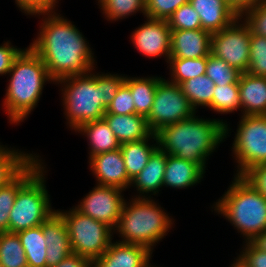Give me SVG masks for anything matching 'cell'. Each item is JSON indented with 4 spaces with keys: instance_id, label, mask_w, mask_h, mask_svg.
Masks as SVG:
<instances>
[{
    "instance_id": "20",
    "label": "cell",
    "mask_w": 266,
    "mask_h": 267,
    "mask_svg": "<svg viewBox=\"0 0 266 267\" xmlns=\"http://www.w3.org/2000/svg\"><path fill=\"white\" fill-rule=\"evenodd\" d=\"M241 115H266V77H256L247 72L239 78Z\"/></svg>"
},
{
    "instance_id": "27",
    "label": "cell",
    "mask_w": 266,
    "mask_h": 267,
    "mask_svg": "<svg viewBox=\"0 0 266 267\" xmlns=\"http://www.w3.org/2000/svg\"><path fill=\"white\" fill-rule=\"evenodd\" d=\"M1 144L0 142V188L14 180L39 155Z\"/></svg>"
},
{
    "instance_id": "22",
    "label": "cell",
    "mask_w": 266,
    "mask_h": 267,
    "mask_svg": "<svg viewBox=\"0 0 266 267\" xmlns=\"http://www.w3.org/2000/svg\"><path fill=\"white\" fill-rule=\"evenodd\" d=\"M120 145L148 138L152 132L146 117L139 114H105L103 117Z\"/></svg>"
},
{
    "instance_id": "42",
    "label": "cell",
    "mask_w": 266,
    "mask_h": 267,
    "mask_svg": "<svg viewBox=\"0 0 266 267\" xmlns=\"http://www.w3.org/2000/svg\"><path fill=\"white\" fill-rule=\"evenodd\" d=\"M22 50V48L13 46L10 41H4L0 45V76H5L9 73L14 59Z\"/></svg>"
},
{
    "instance_id": "19",
    "label": "cell",
    "mask_w": 266,
    "mask_h": 267,
    "mask_svg": "<svg viewBox=\"0 0 266 267\" xmlns=\"http://www.w3.org/2000/svg\"><path fill=\"white\" fill-rule=\"evenodd\" d=\"M198 12L202 29L211 34L230 25L239 15L226 0H190Z\"/></svg>"
},
{
    "instance_id": "45",
    "label": "cell",
    "mask_w": 266,
    "mask_h": 267,
    "mask_svg": "<svg viewBox=\"0 0 266 267\" xmlns=\"http://www.w3.org/2000/svg\"><path fill=\"white\" fill-rule=\"evenodd\" d=\"M265 0H233V10L241 16L248 9L254 8Z\"/></svg>"
},
{
    "instance_id": "46",
    "label": "cell",
    "mask_w": 266,
    "mask_h": 267,
    "mask_svg": "<svg viewBox=\"0 0 266 267\" xmlns=\"http://www.w3.org/2000/svg\"><path fill=\"white\" fill-rule=\"evenodd\" d=\"M257 248L266 252V231L251 241Z\"/></svg>"
},
{
    "instance_id": "17",
    "label": "cell",
    "mask_w": 266,
    "mask_h": 267,
    "mask_svg": "<svg viewBox=\"0 0 266 267\" xmlns=\"http://www.w3.org/2000/svg\"><path fill=\"white\" fill-rule=\"evenodd\" d=\"M212 34L203 29L171 30L170 58L198 59L210 54Z\"/></svg>"
},
{
    "instance_id": "14",
    "label": "cell",
    "mask_w": 266,
    "mask_h": 267,
    "mask_svg": "<svg viewBox=\"0 0 266 267\" xmlns=\"http://www.w3.org/2000/svg\"><path fill=\"white\" fill-rule=\"evenodd\" d=\"M88 160L97 185L114 186L123 190L130 188L131 180L128 178L120 148L94 155Z\"/></svg>"
},
{
    "instance_id": "32",
    "label": "cell",
    "mask_w": 266,
    "mask_h": 267,
    "mask_svg": "<svg viewBox=\"0 0 266 267\" xmlns=\"http://www.w3.org/2000/svg\"><path fill=\"white\" fill-rule=\"evenodd\" d=\"M0 267H28L17 233L0 232Z\"/></svg>"
},
{
    "instance_id": "44",
    "label": "cell",
    "mask_w": 266,
    "mask_h": 267,
    "mask_svg": "<svg viewBox=\"0 0 266 267\" xmlns=\"http://www.w3.org/2000/svg\"><path fill=\"white\" fill-rule=\"evenodd\" d=\"M53 267H93V261L78 254H71Z\"/></svg>"
},
{
    "instance_id": "10",
    "label": "cell",
    "mask_w": 266,
    "mask_h": 267,
    "mask_svg": "<svg viewBox=\"0 0 266 267\" xmlns=\"http://www.w3.org/2000/svg\"><path fill=\"white\" fill-rule=\"evenodd\" d=\"M196 113L180 85L162 78L156 87L154 102L146 120L155 134L161 128L188 119Z\"/></svg>"
},
{
    "instance_id": "43",
    "label": "cell",
    "mask_w": 266,
    "mask_h": 267,
    "mask_svg": "<svg viewBox=\"0 0 266 267\" xmlns=\"http://www.w3.org/2000/svg\"><path fill=\"white\" fill-rule=\"evenodd\" d=\"M243 177L266 197V163L254 166Z\"/></svg>"
},
{
    "instance_id": "30",
    "label": "cell",
    "mask_w": 266,
    "mask_h": 267,
    "mask_svg": "<svg viewBox=\"0 0 266 267\" xmlns=\"http://www.w3.org/2000/svg\"><path fill=\"white\" fill-rule=\"evenodd\" d=\"M98 8L107 21L115 22L143 13L146 17V0H97Z\"/></svg>"
},
{
    "instance_id": "40",
    "label": "cell",
    "mask_w": 266,
    "mask_h": 267,
    "mask_svg": "<svg viewBox=\"0 0 266 267\" xmlns=\"http://www.w3.org/2000/svg\"><path fill=\"white\" fill-rule=\"evenodd\" d=\"M237 258L247 267H266V252L257 248L252 242H245Z\"/></svg>"
},
{
    "instance_id": "8",
    "label": "cell",
    "mask_w": 266,
    "mask_h": 267,
    "mask_svg": "<svg viewBox=\"0 0 266 267\" xmlns=\"http://www.w3.org/2000/svg\"><path fill=\"white\" fill-rule=\"evenodd\" d=\"M56 211L67 225L73 254L94 261L102 256L113 241L114 230L105 223L81 214L74 207Z\"/></svg>"
},
{
    "instance_id": "31",
    "label": "cell",
    "mask_w": 266,
    "mask_h": 267,
    "mask_svg": "<svg viewBox=\"0 0 266 267\" xmlns=\"http://www.w3.org/2000/svg\"><path fill=\"white\" fill-rule=\"evenodd\" d=\"M168 64L167 68L169 69L170 74L168 80L180 85L188 79L196 78L205 74L207 56L198 59L169 58Z\"/></svg>"
},
{
    "instance_id": "38",
    "label": "cell",
    "mask_w": 266,
    "mask_h": 267,
    "mask_svg": "<svg viewBox=\"0 0 266 267\" xmlns=\"http://www.w3.org/2000/svg\"><path fill=\"white\" fill-rule=\"evenodd\" d=\"M105 114H135L134 100L130 88L125 83L118 89L117 94L106 108Z\"/></svg>"
},
{
    "instance_id": "6",
    "label": "cell",
    "mask_w": 266,
    "mask_h": 267,
    "mask_svg": "<svg viewBox=\"0 0 266 267\" xmlns=\"http://www.w3.org/2000/svg\"><path fill=\"white\" fill-rule=\"evenodd\" d=\"M125 199L114 233L122 243L145 246L151 252L174 226V219L154 198ZM163 208V209H162Z\"/></svg>"
},
{
    "instance_id": "33",
    "label": "cell",
    "mask_w": 266,
    "mask_h": 267,
    "mask_svg": "<svg viewBox=\"0 0 266 267\" xmlns=\"http://www.w3.org/2000/svg\"><path fill=\"white\" fill-rule=\"evenodd\" d=\"M208 109L222 115L241 111L239 84L215 85L212 103Z\"/></svg>"
},
{
    "instance_id": "7",
    "label": "cell",
    "mask_w": 266,
    "mask_h": 267,
    "mask_svg": "<svg viewBox=\"0 0 266 267\" xmlns=\"http://www.w3.org/2000/svg\"><path fill=\"white\" fill-rule=\"evenodd\" d=\"M44 164L17 192L10 211L9 232L18 233L41 225L56 210L51 205L46 186Z\"/></svg>"
},
{
    "instance_id": "9",
    "label": "cell",
    "mask_w": 266,
    "mask_h": 267,
    "mask_svg": "<svg viewBox=\"0 0 266 267\" xmlns=\"http://www.w3.org/2000/svg\"><path fill=\"white\" fill-rule=\"evenodd\" d=\"M231 151L237 165L234 175L243 176L266 163V115L240 116Z\"/></svg>"
},
{
    "instance_id": "5",
    "label": "cell",
    "mask_w": 266,
    "mask_h": 267,
    "mask_svg": "<svg viewBox=\"0 0 266 267\" xmlns=\"http://www.w3.org/2000/svg\"><path fill=\"white\" fill-rule=\"evenodd\" d=\"M230 183L211 210L237 229L244 238L243 243L251 242L266 231V197L243 176L234 175Z\"/></svg>"
},
{
    "instance_id": "3",
    "label": "cell",
    "mask_w": 266,
    "mask_h": 267,
    "mask_svg": "<svg viewBox=\"0 0 266 267\" xmlns=\"http://www.w3.org/2000/svg\"><path fill=\"white\" fill-rule=\"evenodd\" d=\"M230 130V123L223 119L194 114L161 128L155 135L158 147L167 155L196 163L206 173L209 156L231 135Z\"/></svg>"
},
{
    "instance_id": "4",
    "label": "cell",
    "mask_w": 266,
    "mask_h": 267,
    "mask_svg": "<svg viewBox=\"0 0 266 267\" xmlns=\"http://www.w3.org/2000/svg\"><path fill=\"white\" fill-rule=\"evenodd\" d=\"M7 76L10 78L2 109L7 113L10 124L19 125L38 105L44 86L48 82L55 84V81L41 58L29 46L14 59Z\"/></svg>"
},
{
    "instance_id": "28",
    "label": "cell",
    "mask_w": 266,
    "mask_h": 267,
    "mask_svg": "<svg viewBox=\"0 0 266 267\" xmlns=\"http://www.w3.org/2000/svg\"><path fill=\"white\" fill-rule=\"evenodd\" d=\"M24 248L28 267H46V243L42 224L17 233Z\"/></svg>"
},
{
    "instance_id": "34",
    "label": "cell",
    "mask_w": 266,
    "mask_h": 267,
    "mask_svg": "<svg viewBox=\"0 0 266 267\" xmlns=\"http://www.w3.org/2000/svg\"><path fill=\"white\" fill-rule=\"evenodd\" d=\"M205 75L209 77L215 85L224 86L227 84L239 83L241 72L232 68L224 60L209 54L207 56Z\"/></svg>"
},
{
    "instance_id": "37",
    "label": "cell",
    "mask_w": 266,
    "mask_h": 267,
    "mask_svg": "<svg viewBox=\"0 0 266 267\" xmlns=\"http://www.w3.org/2000/svg\"><path fill=\"white\" fill-rule=\"evenodd\" d=\"M190 0H146V17L168 20L175 10Z\"/></svg>"
},
{
    "instance_id": "25",
    "label": "cell",
    "mask_w": 266,
    "mask_h": 267,
    "mask_svg": "<svg viewBox=\"0 0 266 267\" xmlns=\"http://www.w3.org/2000/svg\"><path fill=\"white\" fill-rule=\"evenodd\" d=\"M157 147L158 142L154 133L146 139L120 145L127 175L131 181L145 168L150 155Z\"/></svg>"
},
{
    "instance_id": "47",
    "label": "cell",
    "mask_w": 266,
    "mask_h": 267,
    "mask_svg": "<svg viewBox=\"0 0 266 267\" xmlns=\"http://www.w3.org/2000/svg\"><path fill=\"white\" fill-rule=\"evenodd\" d=\"M230 267H247L245 264H243L238 258H234V261L230 264Z\"/></svg>"
},
{
    "instance_id": "41",
    "label": "cell",
    "mask_w": 266,
    "mask_h": 267,
    "mask_svg": "<svg viewBox=\"0 0 266 267\" xmlns=\"http://www.w3.org/2000/svg\"><path fill=\"white\" fill-rule=\"evenodd\" d=\"M58 1L60 0H15V4L22 13L30 17L35 13L58 10Z\"/></svg>"
},
{
    "instance_id": "26",
    "label": "cell",
    "mask_w": 266,
    "mask_h": 267,
    "mask_svg": "<svg viewBox=\"0 0 266 267\" xmlns=\"http://www.w3.org/2000/svg\"><path fill=\"white\" fill-rule=\"evenodd\" d=\"M163 76H125V84L130 88L134 100L135 114L147 117L154 102L156 87Z\"/></svg>"
},
{
    "instance_id": "29",
    "label": "cell",
    "mask_w": 266,
    "mask_h": 267,
    "mask_svg": "<svg viewBox=\"0 0 266 267\" xmlns=\"http://www.w3.org/2000/svg\"><path fill=\"white\" fill-rule=\"evenodd\" d=\"M180 87L196 112L199 107L208 108L211 105L215 84L205 74L182 82Z\"/></svg>"
},
{
    "instance_id": "1",
    "label": "cell",
    "mask_w": 266,
    "mask_h": 267,
    "mask_svg": "<svg viewBox=\"0 0 266 267\" xmlns=\"http://www.w3.org/2000/svg\"><path fill=\"white\" fill-rule=\"evenodd\" d=\"M56 12L52 10L31 15L38 19L42 15V18L37 37L29 45L55 82L69 76L84 75L97 65L94 51L82 32L71 20Z\"/></svg>"
},
{
    "instance_id": "21",
    "label": "cell",
    "mask_w": 266,
    "mask_h": 267,
    "mask_svg": "<svg viewBox=\"0 0 266 267\" xmlns=\"http://www.w3.org/2000/svg\"><path fill=\"white\" fill-rule=\"evenodd\" d=\"M204 174L205 172L196 163L167 155L163 187L187 189L200 183Z\"/></svg>"
},
{
    "instance_id": "11",
    "label": "cell",
    "mask_w": 266,
    "mask_h": 267,
    "mask_svg": "<svg viewBox=\"0 0 266 267\" xmlns=\"http://www.w3.org/2000/svg\"><path fill=\"white\" fill-rule=\"evenodd\" d=\"M250 53V28L241 16L211 36L210 54L227 62L241 73L247 72Z\"/></svg>"
},
{
    "instance_id": "39",
    "label": "cell",
    "mask_w": 266,
    "mask_h": 267,
    "mask_svg": "<svg viewBox=\"0 0 266 267\" xmlns=\"http://www.w3.org/2000/svg\"><path fill=\"white\" fill-rule=\"evenodd\" d=\"M241 17L252 33L266 37V0L258 6L245 11Z\"/></svg>"
},
{
    "instance_id": "12",
    "label": "cell",
    "mask_w": 266,
    "mask_h": 267,
    "mask_svg": "<svg viewBox=\"0 0 266 267\" xmlns=\"http://www.w3.org/2000/svg\"><path fill=\"white\" fill-rule=\"evenodd\" d=\"M73 206L78 212L116 228L125 202L124 191L114 186L97 185Z\"/></svg>"
},
{
    "instance_id": "15",
    "label": "cell",
    "mask_w": 266,
    "mask_h": 267,
    "mask_svg": "<svg viewBox=\"0 0 266 267\" xmlns=\"http://www.w3.org/2000/svg\"><path fill=\"white\" fill-rule=\"evenodd\" d=\"M152 254L145 246L113 240L93 267H156L150 262Z\"/></svg>"
},
{
    "instance_id": "24",
    "label": "cell",
    "mask_w": 266,
    "mask_h": 267,
    "mask_svg": "<svg viewBox=\"0 0 266 267\" xmlns=\"http://www.w3.org/2000/svg\"><path fill=\"white\" fill-rule=\"evenodd\" d=\"M37 156L14 180L0 188V232H9L10 211L18 190L44 165Z\"/></svg>"
},
{
    "instance_id": "23",
    "label": "cell",
    "mask_w": 266,
    "mask_h": 267,
    "mask_svg": "<svg viewBox=\"0 0 266 267\" xmlns=\"http://www.w3.org/2000/svg\"><path fill=\"white\" fill-rule=\"evenodd\" d=\"M75 133L83 135L88 142V159L94 155L114 151L120 148L114 132L104 118L87 122L77 128Z\"/></svg>"
},
{
    "instance_id": "13",
    "label": "cell",
    "mask_w": 266,
    "mask_h": 267,
    "mask_svg": "<svg viewBox=\"0 0 266 267\" xmlns=\"http://www.w3.org/2000/svg\"><path fill=\"white\" fill-rule=\"evenodd\" d=\"M145 23L138 26L130 35L134 48L147 58H170L171 29L166 20L145 17Z\"/></svg>"
},
{
    "instance_id": "2",
    "label": "cell",
    "mask_w": 266,
    "mask_h": 267,
    "mask_svg": "<svg viewBox=\"0 0 266 267\" xmlns=\"http://www.w3.org/2000/svg\"><path fill=\"white\" fill-rule=\"evenodd\" d=\"M74 75L55 82L60 86L66 124L75 131L82 124L102 119L106 108L125 82V74L95 72Z\"/></svg>"
},
{
    "instance_id": "48",
    "label": "cell",
    "mask_w": 266,
    "mask_h": 267,
    "mask_svg": "<svg viewBox=\"0 0 266 267\" xmlns=\"http://www.w3.org/2000/svg\"><path fill=\"white\" fill-rule=\"evenodd\" d=\"M229 4H230V7L233 9V0H226Z\"/></svg>"
},
{
    "instance_id": "35",
    "label": "cell",
    "mask_w": 266,
    "mask_h": 267,
    "mask_svg": "<svg viewBox=\"0 0 266 267\" xmlns=\"http://www.w3.org/2000/svg\"><path fill=\"white\" fill-rule=\"evenodd\" d=\"M247 73L256 77H266V37L250 31V53Z\"/></svg>"
},
{
    "instance_id": "36",
    "label": "cell",
    "mask_w": 266,
    "mask_h": 267,
    "mask_svg": "<svg viewBox=\"0 0 266 267\" xmlns=\"http://www.w3.org/2000/svg\"><path fill=\"white\" fill-rule=\"evenodd\" d=\"M171 30L202 29L198 12L189 3L183 4L167 20Z\"/></svg>"
},
{
    "instance_id": "18",
    "label": "cell",
    "mask_w": 266,
    "mask_h": 267,
    "mask_svg": "<svg viewBox=\"0 0 266 267\" xmlns=\"http://www.w3.org/2000/svg\"><path fill=\"white\" fill-rule=\"evenodd\" d=\"M166 160L167 154L157 147L150 155L145 168L131 181L130 187L137 190V195L132 197L152 198L151 195H158L163 188Z\"/></svg>"
},
{
    "instance_id": "16",
    "label": "cell",
    "mask_w": 266,
    "mask_h": 267,
    "mask_svg": "<svg viewBox=\"0 0 266 267\" xmlns=\"http://www.w3.org/2000/svg\"><path fill=\"white\" fill-rule=\"evenodd\" d=\"M45 238L46 267H53L72 254L67 225L56 211L42 223Z\"/></svg>"
}]
</instances>
